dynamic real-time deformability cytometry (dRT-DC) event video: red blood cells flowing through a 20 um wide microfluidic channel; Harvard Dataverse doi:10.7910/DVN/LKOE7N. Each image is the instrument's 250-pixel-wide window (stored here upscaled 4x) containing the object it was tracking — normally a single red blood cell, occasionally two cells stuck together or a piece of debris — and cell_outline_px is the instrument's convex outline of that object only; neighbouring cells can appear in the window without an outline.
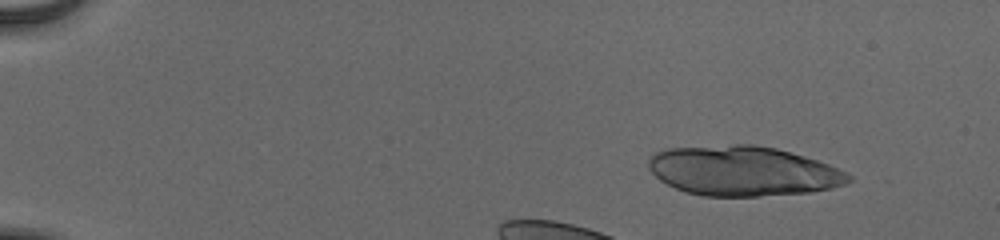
{"species": "human", "species_latin": "Homo sapiens", "temperature_condition": "cold", "stored_images_in_passage": 38, "camera_frame_rate_fps": 3000, "um_per_image_px": 0.085, "donor": {"sex": "male"}, "frame": {"image": 1, "passage_image": 2, "time_ms": 0.333, "image_size_px": [1000, 240], "cell_outline_px": [[852, 180], [844, 184], [832, 188], [812, 192], [760, 196], [704, 196], [684, 192], [660, 180], [648, 168], [648, 156], [656, 152], [668, 148], [732, 144], [756, 144], [776, 148], [804, 156], [828, 164], [848, 172], [852, 176]], "centroid_in_image_um": [63.16, 14.53], "position_along_channel_um": 21.8, "area_um2": 58.38}}
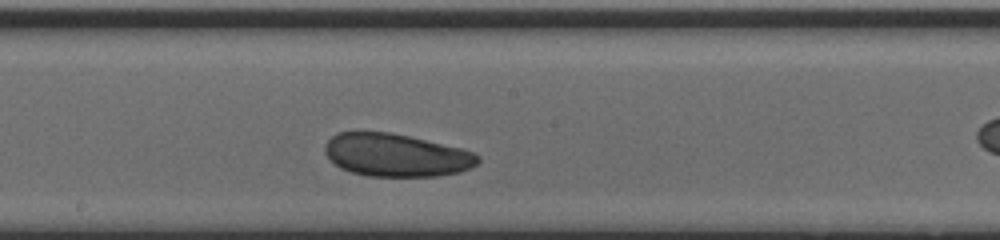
{"frame": {"image": 2, "passage_image": 22, "time_ms": 7.0, "image_size_px": [1000, 240], "cell_outline_px": [[480, 160], [476, 164], [460, 172], [436, 176], [368, 176], [352, 172], [340, 168], [324, 152], [324, 144], [336, 132], [392, 132], [460, 148], [472, 152], [480, 156]], "centroid_in_image_um": [33.65, 13.18], "position_along_channel_um": 214.6, "area_um2": 38.03}}
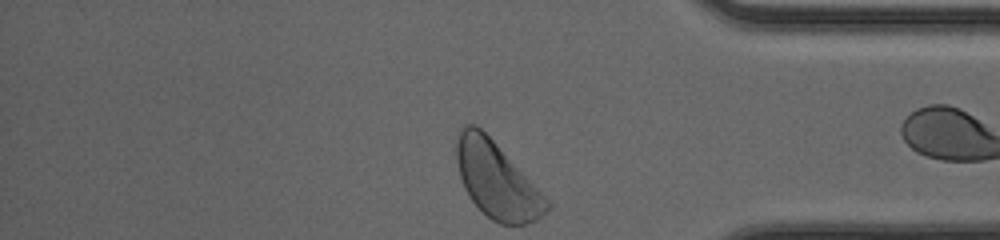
{"frame": {"image": 3, "passage_image": 37, "time_ms": 12.0, "image_size_px": [1000, 240], "cell_outline_px": [[552, 208], [536, 220], [524, 224], [500, 224], [492, 220], [468, 196], [464, 188], [460, 176], [456, 160], [456, 140], [460, 128], [464, 124], [476, 124], [496, 144], [552, 204]], "centroid_in_image_um": [42.2, 15.32], "position_along_channel_um": 393.0, "area_um2": 39.36}}